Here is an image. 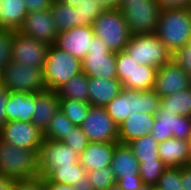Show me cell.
Listing matches in <instances>:
<instances>
[{
    "label": "cell",
    "mask_w": 191,
    "mask_h": 190,
    "mask_svg": "<svg viewBox=\"0 0 191 190\" xmlns=\"http://www.w3.org/2000/svg\"><path fill=\"white\" fill-rule=\"evenodd\" d=\"M156 35L172 54L185 47L191 35V8L161 10Z\"/></svg>",
    "instance_id": "3957f363"
},
{
    "label": "cell",
    "mask_w": 191,
    "mask_h": 190,
    "mask_svg": "<svg viewBox=\"0 0 191 190\" xmlns=\"http://www.w3.org/2000/svg\"><path fill=\"white\" fill-rule=\"evenodd\" d=\"M160 99L153 89H123L105 106V109L119 126L130 114L135 112L155 114L160 106Z\"/></svg>",
    "instance_id": "6da1fadb"
},
{
    "label": "cell",
    "mask_w": 191,
    "mask_h": 190,
    "mask_svg": "<svg viewBox=\"0 0 191 190\" xmlns=\"http://www.w3.org/2000/svg\"><path fill=\"white\" fill-rule=\"evenodd\" d=\"M181 183L183 190H191V166L181 167Z\"/></svg>",
    "instance_id": "7dc6e473"
},
{
    "label": "cell",
    "mask_w": 191,
    "mask_h": 190,
    "mask_svg": "<svg viewBox=\"0 0 191 190\" xmlns=\"http://www.w3.org/2000/svg\"><path fill=\"white\" fill-rule=\"evenodd\" d=\"M150 135L158 143L172 137L188 140L191 136V117L177 115L159 106Z\"/></svg>",
    "instance_id": "4fadbf2b"
},
{
    "label": "cell",
    "mask_w": 191,
    "mask_h": 190,
    "mask_svg": "<svg viewBox=\"0 0 191 190\" xmlns=\"http://www.w3.org/2000/svg\"><path fill=\"white\" fill-rule=\"evenodd\" d=\"M89 108V102L60 99V109L75 126H81L83 124Z\"/></svg>",
    "instance_id": "d6a6232c"
},
{
    "label": "cell",
    "mask_w": 191,
    "mask_h": 190,
    "mask_svg": "<svg viewBox=\"0 0 191 190\" xmlns=\"http://www.w3.org/2000/svg\"><path fill=\"white\" fill-rule=\"evenodd\" d=\"M79 15V26H93L94 20L104 11V7L95 0H83L76 5Z\"/></svg>",
    "instance_id": "e575fe53"
},
{
    "label": "cell",
    "mask_w": 191,
    "mask_h": 190,
    "mask_svg": "<svg viewBox=\"0 0 191 190\" xmlns=\"http://www.w3.org/2000/svg\"><path fill=\"white\" fill-rule=\"evenodd\" d=\"M128 145L138 162L161 160L158 154L159 143L150 134L134 139Z\"/></svg>",
    "instance_id": "f546056e"
},
{
    "label": "cell",
    "mask_w": 191,
    "mask_h": 190,
    "mask_svg": "<svg viewBox=\"0 0 191 190\" xmlns=\"http://www.w3.org/2000/svg\"><path fill=\"white\" fill-rule=\"evenodd\" d=\"M160 106L177 115L191 117V87L160 99Z\"/></svg>",
    "instance_id": "f1b7e54d"
},
{
    "label": "cell",
    "mask_w": 191,
    "mask_h": 190,
    "mask_svg": "<svg viewBox=\"0 0 191 190\" xmlns=\"http://www.w3.org/2000/svg\"><path fill=\"white\" fill-rule=\"evenodd\" d=\"M99 2L105 9L118 8L119 0H95Z\"/></svg>",
    "instance_id": "f907efd6"
},
{
    "label": "cell",
    "mask_w": 191,
    "mask_h": 190,
    "mask_svg": "<svg viewBox=\"0 0 191 190\" xmlns=\"http://www.w3.org/2000/svg\"><path fill=\"white\" fill-rule=\"evenodd\" d=\"M159 158L167 167L181 168L191 161L188 140L169 138L158 145Z\"/></svg>",
    "instance_id": "7402d4cb"
},
{
    "label": "cell",
    "mask_w": 191,
    "mask_h": 190,
    "mask_svg": "<svg viewBox=\"0 0 191 190\" xmlns=\"http://www.w3.org/2000/svg\"><path fill=\"white\" fill-rule=\"evenodd\" d=\"M87 177L93 190H107L116 183L110 166L88 171Z\"/></svg>",
    "instance_id": "d590c367"
},
{
    "label": "cell",
    "mask_w": 191,
    "mask_h": 190,
    "mask_svg": "<svg viewBox=\"0 0 191 190\" xmlns=\"http://www.w3.org/2000/svg\"><path fill=\"white\" fill-rule=\"evenodd\" d=\"M1 1H2V0H0V13H1ZM0 18H1V14H0Z\"/></svg>",
    "instance_id": "680465c9"
},
{
    "label": "cell",
    "mask_w": 191,
    "mask_h": 190,
    "mask_svg": "<svg viewBox=\"0 0 191 190\" xmlns=\"http://www.w3.org/2000/svg\"><path fill=\"white\" fill-rule=\"evenodd\" d=\"M155 186L159 190H183L181 168L167 167Z\"/></svg>",
    "instance_id": "8d00e7d4"
},
{
    "label": "cell",
    "mask_w": 191,
    "mask_h": 190,
    "mask_svg": "<svg viewBox=\"0 0 191 190\" xmlns=\"http://www.w3.org/2000/svg\"><path fill=\"white\" fill-rule=\"evenodd\" d=\"M0 75L1 85L9 92L40 93L46 90L40 67L10 61Z\"/></svg>",
    "instance_id": "8992f818"
},
{
    "label": "cell",
    "mask_w": 191,
    "mask_h": 190,
    "mask_svg": "<svg viewBox=\"0 0 191 190\" xmlns=\"http://www.w3.org/2000/svg\"><path fill=\"white\" fill-rule=\"evenodd\" d=\"M82 72L88 77L117 78L116 53L110 52L105 43L94 37L88 53L81 61Z\"/></svg>",
    "instance_id": "30bf717a"
},
{
    "label": "cell",
    "mask_w": 191,
    "mask_h": 190,
    "mask_svg": "<svg viewBox=\"0 0 191 190\" xmlns=\"http://www.w3.org/2000/svg\"><path fill=\"white\" fill-rule=\"evenodd\" d=\"M15 183V179L0 175V190H13Z\"/></svg>",
    "instance_id": "c3c4849f"
},
{
    "label": "cell",
    "mask_w": 191,
    "mask_h": 190,
    "mask_svg": "<svg viewBox=\"0 0 191 190\" xmlns=\"http://www.w3.org/2000/svg\"><path fill=\"white\" fill-rule=\"evenodd\" d=\"M156 70L151 65L138 64L125 51L116 53L117 79L122 83L123 89H153Z\"/></svg>",
    "instance_id": "9c48e42d"
},
{
    "label": "cell",
    "mask_w": 191,
    "mask_h": 190,
    "mask_svg": "<svg viewBox=\"0 0 191 190\" xmlns=\"http://www.w3.org/2000/svg\"><path fill=\"white\" fill-rule=\"evenodd\" d=\"M110 167L116 181L139 175V162L128 144L118 143L113 151Z\"/></svg>",
    "instance_id": "603a6c76"
},
{
    "label": "cell",
    "mask_w": 191,
    "mask_h": 190,
    "mask_svg": "<svg viewBox=\"0 0 191 190\" xmlns=\"http://www.w3.org/2000/svg\"><path fill=\"white\" fill-rule=\"evenodd\" d=\"M73 127H75V125L59 108L54 117L50 120L49 126L43 133V136L44 138L63 142L68 137V133Z\"/></svg>",
    "instance_id": "4dcf8cb0"
},
{
    "label": "cell",
    "mask_w": 191,
    "mask_h": 190,
    "mask_svg": "<svg viewBox=\"0 0 191 190\" xmlns=\"http://www.w3.org/2000/svg\"><path fill=\"white\" fill-rule=\"evenodd\" d=\"M81 127L89 142H118V125L108 115L105 107L90 105Z\"/></svg>",
    "instance_id": "7c38bea8"
},
{
    "label": "cell",
    "mask_w": 191,
    "mask_h": 190,
    "mask_svg": "<svg viewBox=\"0 0 191 190\" xmlns=\"http://www.w3.org/2000/svg\"><path fill=\"white\" fill-rule=\"evenodd\" d=\"M13 190H44L43 178L38 176L16 181Z\"/></svg>",
    "instance_id": "60d3db41"
},
{
    "label": "cell",
    "mask_w": 191,
    "mask_h": 190,
    "mask_svg": "<svg viewBox=\"0 0 191 190\" xmlns=\"http://www.w3.org/2000/svg\"><path fill=\"white\" fill-rule=\"evenodd\" d=\"M191 87V78L172 59L156 70L153 90L160 98Z\"/></svg>",
    "instance_id": "9a60e30c"
},
{
    "label": "cell",
    "mask_w": 191,
    "mask_h": 190,
    "mask_svg": "<svg viewBox=\"0 0 191 190\" xmlns=\"http://www.w3.org/2000/svg\"><path fill=\"white\" fill-rule=\"evenodd\" d=\"M188 143H189V154H190V157H191V136L188 139Z\"/></svg>",
    "instance_id": "9f6ffc18"
},
{
    "label": "cell",
    "mask_w": 191,
    "mask_h": 190,
    "mask_svg": "<svg viewBox=\"0 0 191 190\" xmlns=\"http://www.w3.org/2000/svg\"><path fill=\"white\" fill-rule=\"evenodd\" d=\"M93 30L95 37L101 39L114 53L124 51L132 36L119 8L104 9L94 20Z\"/></svg>",
    "instance_id": "277c9868"
},
{
    "label": "cell",
    "mask_w": 191,
    "mask_h": 190,
    "mask_svg": "<svg viewBox=\"0 0 191 190\" xmlns=\"http://www.w3.org/2000/svg\"><path fill=\"white\" fill-rule=\"evenodd\" d=\"M155 114L135 112L119 126V139L121 144H128L134 139L141 138L153 131Z\"/></svg>",
    "instance_id": "d6986e66"
},
{
    "label": "cell",
    "mask_w": 191,
    "mask_h": 190,
    "mask_svg": "<svg viewBox=\"0 0 191 190\" xmlns=\"http://www.w3.org/2000/svg\"><path fill=\"white\" fill-rule=\"evenodd\" d=\"M119 1H136V0H119Z\"/></svg>",
    "instance_id": "91938a15"
},
{
    "label": "cell",
    "mask_w": 191,
    "mask_h": 190,
    "mask_svg": "<svg viewBox=\"0 0 191 190\" xmlns=\"http://www.w3.org/2000/svg\"><path fill=\"white\" fill-rule=\"evenodd\" d=\"M69 147H72L75 152L81 154L89 144L86 134L83 132L81 126H75L68 133V137L63 141Z\"/></svg>",
    "instance_id": "f35d334b"
},
{
    "label": "cell",
    "mask_w": 191,
    "mask_h": 190,
    "mask_svg": "<svg viewBox=\"0 0 191 190\" xmlns=\"http://www.w3.org/2000/svg\"><path fill=\"white\" fill-rule=\"evenodd\" d=\"M150 190H159L156 186H150Z\"/></svg>",
    "instance_id": "6f0895ef"
},
{
    "label": "cell",
    "mask_w": 191,
    "mask_h": 190,
    "mask_svg": "<svg viewBox=\"0 0 191 190\" xmlns=\"http://www.w3.org/2000/svg\"><path fill=\"white\" fill-rule=\"evenodd\" d=\"M35 103V112L31 122L44 133L49 126L50 120L60 108V98L56 91L45 90L36 93Z\"/></svg>",
    "instance_id": "44dd1931"
},
{
    "label": "cell",
    "mask_w": 191,
    "mask_h": 190,
    "mask_svg": "<svg viewBox=\"0 0 191 190\" xmlns=\"http://www.w3.org/2000/svg\"><path fill=\"white\" fill-rule=\"evenodd\" d=\"M107 190H122L118 183H115L113 186H110Z\"/></svg>",
    "instance_id": "f5cc1de1"
},
{
    "label": "cell",
    "mask_w": 191,
    "mask_h": 190,
    "mask_svg": "<svg viewBox=\"0 0 191 190\" xmlns=\"http://www.w3.org/2000/svg\"><path fill=\"white\" fill-rule=\"evenodd\" d=\"M94 37L93 26H75L70 30L59 32L55 45L82 61Z\"/></svg>",
    "instance_id": "ac0fdd59"
},
{
    "label": "cell",
    "mask_w": 191,
    "mask_h": 190,
    "mask_svg": "<svg viewBox=\"0 0 191 190\" xmlns=\"http://www.w3.org/2000/svg\"><path fill=\"white\" fill-rule=\"evenodd\" d=\"M173 60L191 78V54H188V48L186 46L173 54Z\"/></svg>",
    "instance_id": "ab89813d"
},
{
    "label": "cell",
    "mask_w": 191,
    "mask_h": 190,
    "mask_svg": "<svg viewBox=\"0 0 191 190\" xmlns=\"http://www.w3.org/2000/svg\"><path fill=\"white\" fill-rule=\"evenodd\" d=\"M38 152L19 148L0 139V175L16 181L38 177Z\"/></svg>",
    "instance_id": "7a4b0ae2"
},
{
    "label": "cell",
    "mask_w": 191,
    "mask_h": 190,
    "mask_svg": "<svg viewBox=\"0 0 191 190\" xmlns=\"http://www.w3.org/2000/svg\"><path fill=\"white\" fill-rule=\"evenodd\" d=\"M60 1H62L63 3H66V4L76 6L79 4V2H82L83 0H60Z\"/></svg>",
    "instance_id": "816d5d0a"
},
{
    "label": "cell",
    "mask_w": 191,
    "mask_h": 190,
    "mask_svg": "<svg viewBox=\"0 0 191 190\" xmlns=\"http://www.w3.org/2000/svg\"><path fill=\"white\" fill-rule=\"evenodd\" d=\"M27 12L50 10L53 0H23Z\"/></svg>",
    "instance_id": "b9f144b4"
},
{
    "label": "cell",
    "mask_w": 191,
    "mask_h": 190,
    "mask_svg": "<svg viewBox=\"0 0 191 190\" xmlns=\"http://www.w3.org/2000/svg\"><path fill=\"white\" fill-rule=\"evenodd\" d=\"M48 47V44L17 31L12 43V61L43 68Z\"/></svg>",
    "instance_id": "e0dca14e"
},
{
    "label": "cell",
    "mask_w": 191,
    "mask_h": 190,
    "mask_svg": "<svg viewBox=\"0 0 191 190\" xmlns=\"http://www.w3.org/2000/svg\"><path fill=\"white\" fill-rule=\"evenodd\" d=\"M161 10L190 8L191 0H156Z\"/></svg>",
    "instance_id": "7bdbcfd3"
},
{
    "label": "cell",
    "mask_w": 191,
    "mask_h": 190,
    "mask_svg": "<svg viewBox=\"0 0 191 190\" xmlns=\"http://www.w3.org/2000/svg\"><path fill=\"white\" fill-rule=\"evenodd\" d=\"M86 170L79 163L54 169L47 178L54 183L75 185L76 182L86 175Z\"/></svg>",
    "instance_id": "1f68e13d"
},
{
    "label": "cell",
    "mask_w": 191,
    "mask_h": 190,
    "mask_svg": "<svg viewBox=\"0 0 191 190\" xmlns=\"http://www.w3.org/2000/svg\"><path fill=\"white\" fill-rule=\"evenodd\" d=\"M60 99H73L82 102H88V76L81 72L71 77L66 83L56 90Z\"/></svg>",
    "instance_id": "83f0119b"
},
{
    "label": "cell",
    "mask_w": 191,
    "mask_h": 190,
    "mask_svg": "<svg viewBox=\"0 0 191 190\" xmlns=\"http://www.w3.org/2000/svg\"><path fill=\"white\" fill-rule=\"evenodd\" d=\"M122 90V83L117 78L88 77V102L92 106L105 107Z\"/></svg>",
    "instance_id": "d4e9b609"
},
{
    "label": "cell",
    "mask_w": 191,
    "mask_h": 190,
    "mask_svg": "<svg viewBox=\"0 0 191 190\" xmlns=\"http://www.w3.org/2000/svg\"><path fill=\"white\" fill-rule=\"evenodd\" d=\"M0 14V28L18 31L28 12L23 0H2Z\"/></svg>",
    "instance_id": "484cf974"
},
{
    "label": "cell",
    "mask_w": 191,
    "mask_h": 190,
    "mask_svg": "<svg viewBox=\"0 0 191 190\" xmlns=\"http://www.w3.org/2000/svg\"><path fill=\"white\" fill-rule=\"evenodd\" d=\"M82 72L81 61L68 52L49 45L43 67L46 90L56 91L71 77Z\"/></svg>",
    "instance_id": "5b68a950"
},
{
    "label": "cell",
    "mask_w": 191,
    "mask_h": 190,
    "mask_svg": "<svg viewBox=\"0 0 191 190\" xmlns=\"http://www.w3.org/2000/svg\"><path fill=\"white\" fill-rule=\"evenodd\" d=\"M122 190H138L144 184L140 176H134L129 179H118L116 181Z\"/></svg>",
    "instance_id": "ee69618b"
},
{
    "label": "cell",
    "mask_w": 191,
    "mask_h": 190,
    "mask_svg": "<svg viewBox=\"0 0 191 190\" xmlns=\"http://www.w3.org/2000/svg\"><path fill=\"white\" fill-rule=\"evenodd\" d=\"M9 91L0 85V129L7 122L5 106L7 105V99L9 95Z\"/></svg>",
    "instance_id": "f6af8a7d"
},
{
    "label": "cell",
    "mask_w": 191,
    "mask_h": 190,
    "mask_svg": "<svg viewBox=\"0 0 191 190\" xmlns=\"http://www.w3.org/2000/svg\"><path fill=\"white\" fill-rule=\"evenodd\" d=\"M186 47L188 48V54H191V35H190V37L188 39Z\"/></svg>",
    "instance_id": "db71d44e"
},
{
    "label": "cell",
    "mask_w": 191,
    "mask_h": 190,
    "mask_svg": "<svg viewBox=\"0 0 191 190\" xmlns=\"http://www.w3.org/2000/svg\"><path fill=\"white\" fill-rule=\"evenodd\" d=\"M44 190H76V185L51 182L47 177L43 178Z\"/></svg>",
    "instance_id": "bcb514c9"
},
{
    "label": "cell",
    "mask_w": 191,
    "mask_h": 190,
    "mask_svg": "<svg viewBox=\"0 0 191 190\" xmlns=\"http://www.w3.org/2000/svg\"><path fill=\"white\" fill-rule=\"evenodd\" d=\"M166 169L162 160L139 162V175L144 185L155 186Z\"/></svg>",
    "instance_id": "836d02e7"
},
{
    "label": "cell",
    "mask_w": 191,
    "mask_h": 190,
    "mask_svg": "<svg viewBox=\"0 0 191 190\" xmlns=\"http://www.w3.org/2000/svg\"><path fill=\"white\" fill-rule=\"evenodd\" d=\"M79 155L62 141L44 138L38 152V174L46 178L54 169L79 163Z\"/></svg>",
    "instance_id": "8fae6325"
},
{
    "label": "cell",
    "mask_w": 191,
    "mask_h": 190,
    "mask_svg": "<svg viewBox=\"0 0 191 190\" xmlns=\"http://www.w3.org/2000/svg\"><path fill=\"white\" fill-rule=\"evenodd\" d=\"M18 31L26 37L48 45L55 44L58 35L50 10L29 12Z\"/></svg>",
    "instance_id": "2e32d148"
},
{
    "label": "cell",
    "mask_w": 191,
    "mask_h": 190,
    "mask_svg": "<svg viewBox=\"0 0 191 190\" xmlns=\"http://www.w3.org/2000/svg\"><path fill=\"white\" fill-rule=\"evenodd\" d=\"M119 142H89L79 155V162L86 172L110 166L113 151Z\"/></svg>",
    "instance_id": "ffe728a7"
},
{
    "label": "cell",
    "mask_w": 191,
    "mask_h": 190,
    "mask_svg": "<svg viewBox=\"0 0 191 190\" xmlns=\"http://www.w3.org/2000/svg\"><path fill=\"white\" fill-rule=\"evenodd\" d=\"M35 96L36 93L10 92L5 106L7 122H31L36 107Z\"/></svg>",
    "instance_id": "cb8c5ba5"
},
{
    "label": "cell",
    "mask_w": 191,
    "mask_h": 190,
    "mask_svg": "<svg viewBox=\"0 0 191 190\" xmlns=\"http://www.w3.org/2000/svg\"><path fill=\"white\" fill-rule=\"evenodd\" d=\"M50 12L58 33L79 26L76 6L63 3L60 0H53Z\"/></svg>",
    "instance_id": "4316f807"
},
{
    "label": "cell",
    "mask_w": 191,
    "mask_h": 190,
    "mask_svg": "<svg viewBox=\"0 0 191 190\" xmlns=\"http://www.w3.org/2000/svg\"><path fill=\"white\" fill-rule=\"evenodd\" d=\"M0 139L19 148L39 150L44 139L32 122L8 121L0 129Z\"/></svg>",
    "instance_id": "5bb4252c"
},
{
    "label": "cell",
    "mask_w": 191,
    "mask_h": 190,
    "mask_svg": "<svg viewBox=\"0 0 191 190\" xmlns=\"http://www.w3.org/2000/svg\"><path fill=\"white\" fill-rule=\"evenodd\" d=\"M138 190H150V185H143L140 189Z\"/></svg>",
    "instance_id": "11a10c76"
},
{
    "label": "cell",
    "mask_w": 191,
    "mask_h": 190,
    "mask_svg": "<svg viewBox=\"0 0 191 190\" xmlns=\"http://www.w3.org/2000/svg\"><path fill=\"white\" fill-rule=\"evenodd\" d=\"M76 190H93L87 174L76 182Z\"/></svg>",
    "instance_id": "681fc988"
},
{
    "label": "cell",
    "mask_w": 191,
    "mask_h": 190,
    "mask_svg": "<svg viewBox=\"0 0 191 190\" xmlns=\"http://www.w3.org/2000/svg\"><path fill=\"white\" fill-rule=\"evenodd\" d=\"M131 35L156 33L161 9L156 0L119 1Z\"/></svg>",
    "instance_id": "52a82bcc"
},
{
    "label": "cell",
    "mask_w": 191,
    "mask_h": 190,
    "mask_svg": "<svg viewBox=\"0 0 191 190\" xmlns=\"http://www.w3.org/2000/svg\"><path fill=\"white\" fill-rule=\"evenodd\" d=\"M16 32L14 29L0 28V70L12 61V43Z\"/></svg>",
    "instance_id": "74e56055"
},
{
    "label": "cell",
    "mask_w": 191,
    "mask_h": 190,
    "mask_svg": "<svg viewBox=\"0 0 191 190\" xmlns=\"http://www.w3.org/2000/svg\"><path fill=\"white\" fill-rule=\"evenodd\" d=\"M124 51L138 64L151 65L156 69L173 59L172 52L156 33L132 35Z\"/></svg>",
    "instance_id": "ba28073f"
}]
</instances>
